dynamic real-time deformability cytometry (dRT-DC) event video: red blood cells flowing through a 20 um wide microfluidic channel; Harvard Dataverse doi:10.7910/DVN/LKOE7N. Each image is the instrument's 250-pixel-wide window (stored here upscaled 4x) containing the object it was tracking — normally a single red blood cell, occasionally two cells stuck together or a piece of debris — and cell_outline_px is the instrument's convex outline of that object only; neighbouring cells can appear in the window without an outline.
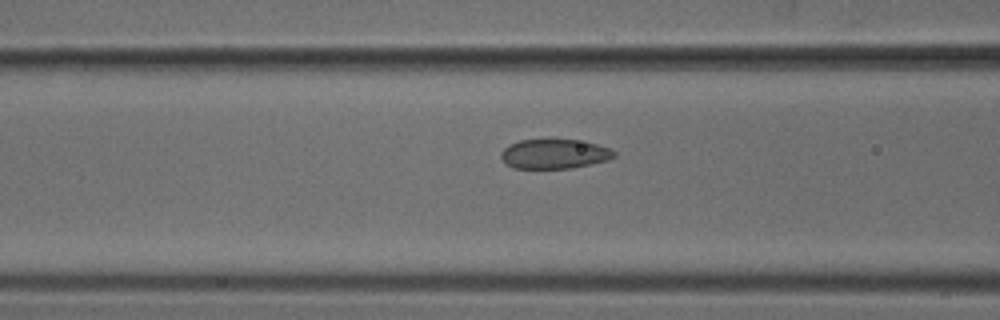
{"species": "common noctule bat (a hibernating species)", "species_latin": "Nyctalus noctula", "temperature_condition": "cold", "stored_images_in_passage": 38, "camera_frame_rate_fps": 3000, "um_per_image_px": 0.085, "animal": {"sex": "male", "body_mass_g": 18.8}, "frame": {"image": 1, "passage_image": 17, "time_ms": 5.333, "image_size_px": [1000, 320], "cell_outline_px": [[616, 156], [608, 160], [592, 164], [572, 168], [512, 168], [504, 164], [500, 156], [500, 152], [508, 144], [520, 140], [576, 140], [596, 144], [608, 148], [616, 152]], "centroid_in_image_um": [47.08, 13.09], "position_along_channel_um": 119.5, "area_um2": 19.54}}
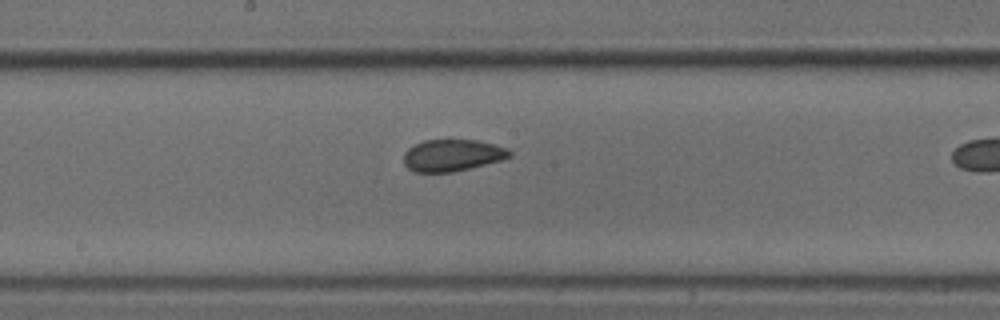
{"frame": {"image": 2, "passage_image": 24, "time_ms": 7.667, "image_size_px": [1000, 320], "cell_outline_px": [[512, 156], [500, 160], [452, 172], [412, 172], [404, 164], [404, 152], [408, 148], [424, 140], [476, 140], [508, 148], [512, 152]], "centroid_in_image_um": [38.42, 13.2], "position_along_channel_um": 209.8, "area_um2": 19.48}}
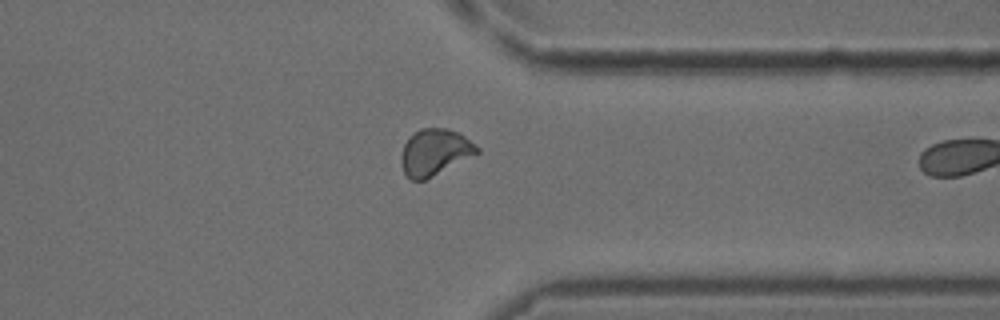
{"frame": {"image": 3, "passage_image": 37, "time_ms": 12.0, "image_size_px": [1000, 320], "cell_outline_px": [[480, 152], [424, 180], [412, 180], [404, 172], [400, 164], [400, 156], [404, 144], [408, 136], [420, 128], [448, 128], [464, 136], [476, 144], [480, 148]], "centroid_in_image_um": [36.92, 12.91], "position_along_channel_um": 374.5, "area_um2": 20.46}}